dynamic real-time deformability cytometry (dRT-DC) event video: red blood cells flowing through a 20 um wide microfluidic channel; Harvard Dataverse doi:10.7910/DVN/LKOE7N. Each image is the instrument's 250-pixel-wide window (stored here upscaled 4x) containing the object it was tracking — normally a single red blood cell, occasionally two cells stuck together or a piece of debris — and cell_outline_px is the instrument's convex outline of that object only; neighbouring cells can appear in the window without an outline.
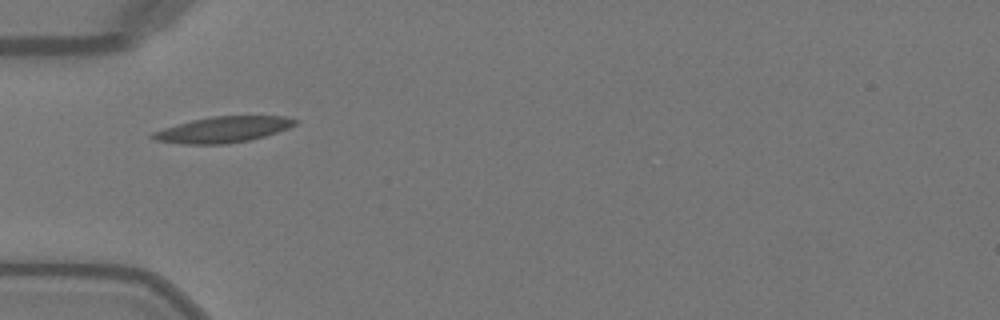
{"species": "Egyptian fruit bat (a non-hibernating species)", "species_latin": "Rousettus aegyptiacus", "temperature_condition": "warm", "stored_images_in_passage": 22, "camera_frame_rate_fps": 3000, "um_per_image_px": 0.085, "animal": {"sex": "female"}, "frame": {"image": 1, "passage_image": 1, "time_ms": 0.0, "image_size_px": [1000, 320], "cell_outline_px": [[300, 120], [296, 124], [288, 128], [264, 136], [248, 140], [228, 144], [184, 144], [156, 140], [148, 136], [152, 132], [164, 128], [192, 120], [212, 116], [284, 116]], "centroid_in_image_um": [18.96, 11.01], "position_along_channel_um": 66.0, "area_um2": 21.39}}
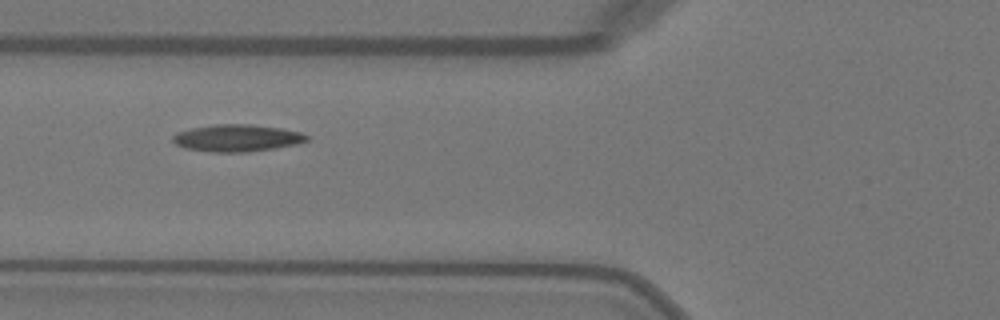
{"frame": {"image": 2, "passage_image": 4, "time_ms": 1.0, "image_size_px": [1000, 320], "cell_outline_px": [[308, 140], [296, 144], [248, 152], [212, 152], [184, 148], [176, 144], [172, 140], [172, 136], [176, 132], [192, 128], [216, 124], [252, 124], [280, 128], [300, 132], [308, 136]], "centroid_in_image_um": [20.11, 11.73], "position_along_channel_um": 105.7, "area_um2": 21.04}}
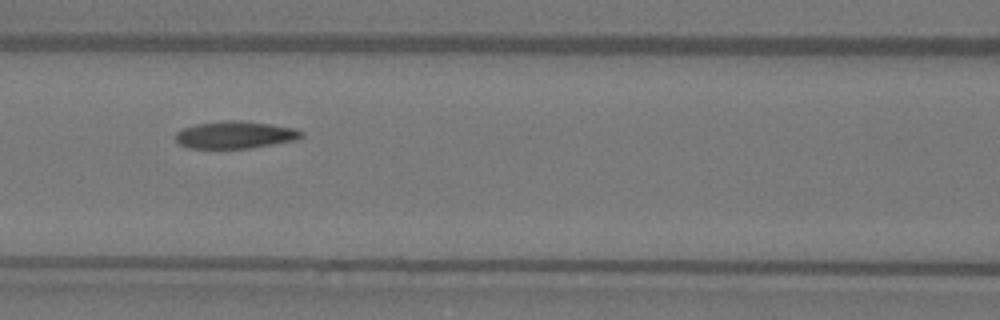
{"frame": {"image": 3, "passage_image": 7, "time_ms": 2.0, "image_size_px": [1000, 320], "cell_outline_px": [[304, 136], [296, 140], [252, 148], [188, 148], [180, 144], [176, 140], [176, 132], [184, 128], [196, 124], [224, 120], [240, 120], [272, 124], [296, 128], [304, 132]], "centroid_in_image_um": [20.03, 11.45], "position_along_channel_um": 146.6, "area_um2": 20.17}}